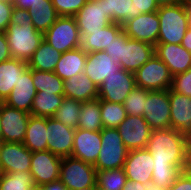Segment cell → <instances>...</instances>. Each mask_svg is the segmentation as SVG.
<instances>
[{"instance_id":"obj_1","label":"cell","mask_w":191,"mask_h":190,"mask_svg":"<svg viewBox=\"0 0 191 190\" xmlns=\"http://www.w3.org/2000/svg\"><path fill=\"white\" fill-rule=\"evenodd\" d=\"M187 135L172 129H155L148 141L147 150L153 157L152 183L168 189L184 170Z\"/></svg>"},{"instance_id":"obj_2","label":"cell","mask_w":191,"mask_h":190,"mask_svg":"<svg viewBox=\"0 0 191 190\" xmlns=\"http://www.w3.org/2000/svg\"><path fill=\"white\" fill-rule=\"evenodd\" d=\"M157 15L160 21L158 43L181 44L191 25L190 6L178 3L161 6Z\"/></svg>"},{"instance_id":"obj_3","label":"cell","mask_w":191,"mask_h":190,"mask_svg":"<svg viewBox=\"0 0 191 190\" xmlns=\"http://www.w3.org/2000/svg\"><path fill=\"white\" fill-rule=\"evenodd\" d=\"M12 58L28 62L44 40V34L33 25H11L5 31Z\"/></svg>"},{"instance_id":"obj_4","label":"cell","mask_w":191,"mask_h":190,"mask_svg":"<svg viewBox=\"0 0 191 190\" xmlns=\"http://www.w3.org/2000/svg\"><path fill=\"white\" fill-rule=\"evenodd\" d=\"M129 150L116 128L101 130V149L93 165L96 171L123 168Z\"/></svg>"},{"instance_id":"obj_5","label":"cell","mask_w":191,"mask_h":190,"mask_svg":"<svg viewBox=\"0 0 191 190\" xmlns=\"http://www.w3.org/2000/svg\"><path fill=\"white\" fill-rule=\"evenodd\" d=\"M59 179L67 190H78L88 186H97V171L93 164L68 156L62 158Z\"/></svg>"},{"instance_id":"obj_6","label":"cell","mask_w":191,"mask_h":190,"mask_svg":"<svg viewBox=\"0 0 191 190\" xmlns=\"http://www.w3.org/2000/svg\"><path fill=\"white\" fill-rule=\"evenodd\" d=\"M44 40L61 53L79 48L80 33L75 17L59 16L44 33Z\"/></svg>"},{"instance_id":"obj_7","label":"cell","mask_w":191,"mask_h":190,"mask_svg":"<svg viewBox=\"0 0 191 190\" xmlns=\"http://www.w3.org/2000/svg\"><path fill=\"white\" fill-rule=\"evenodd\" d=\"M136 86L149 91L169 90L173 76L166 64L155 54L135 73Z\"/></svg>"},{"instance_id":"obj_8","label":"cell","mask_w":191,"mask_h":190,"mask_svg":"<svg viewBox=\"0 0 191 190\" xmlns=\"http://www.w3.org/2000/svg\"><path fill=\"white\" fill-rule=\"evenodd\" d=\"M143 117L153 130L171 128L169 90L149 91Z\"/></svg>"},{"instance_id":"obj_9","label":"cell","mask_w":191,"mask_h":190,"mask_svg":"<svg viewBox=\"0 0 191 190\" xmlns=\"http://www.w3.org/2000/svg\"><path fill=\"white\" fill-rule=\"evenodd\" d=\"M129 151L145 149L153 129L143 116L127 115L116 128Z\"/></svg>"},{"instance_id":"obj_10","label":"cell","mask_w":191,"mask_h":190,"mask_svg":"<svg viewBox=\"0 0 191 190\" xmlns=\"http://www.w3.org/2000/svg\"><path fill=\"white\" fill-rule=\"evenodd\" d=\"M136 87L134 73L121 69L108 78L98 88V98L114 103H124L129 93Z\"/></svg>"},{"instance_id":"obj_11","label":"cell","mask_w":191,"mask_h":190,"mask_svg":"<svg viewBox=\"0 0 191 190\" xmlns=\"http://www.w3.org/2000/svg\"><path fill=\"white\" fill-rule=\"evenodd\" d=\"M30 115L0 102L2 141L23 143Z\"/></svg>"},{"instance_id":"obj_12","label":"cell","mask_w":191,"mask_h":190,"mask_svg":"<svg viewBox=\"0 0 191 190\" xmlns=\"http://www.w3.org/2000/svg\"><path fill=\"white\" fill-rule=\"evenodd\" d=\"M62 158L49 150L32 152L30 174L36 186H42L60 178Z\"/></svg>"},{"instance_id":"obj_13","label":"cell","mask_w":191,"mask_h":190,"mask_svg":"<svg viewBox=\"0 0 191 190\" xmlns=\"http://www.w3.org/2000/svg\"><path fill=\"white\" fill-rule=\"evenodd\" d=\"M122 28L128 38L146 42L153 46L158 43L160 21L157 11L131 18L122 25Z\"/></svg>"},{"instance_id":"obj_14","label":"cell","mask_w":191,"mask_h":190,"mask_svg":"<svg viewBox=\"0 0 191 190\" xmlns=\"http://www.w3.org/2000/svg\"><path fill=\"white\" fill-rule=\"evenodd\" d=\"M80 35H91L113 23L105 14L103 0H88L74 15Z\"/></svg>"},{"instance_id":"obj_15","label":"cell","mask_w":191,"mask_h":190,"mask_svg":"<svg viewBox=\"0 0 191 190\" xmlns=\"http://www.w3.org/2000/svg\"><path fill=\"white\" fill-rule=\"evenodd\" d=\"M46 131L47 150L61 158L71 156L75 128L46 117Z\"/></svg>"},{"instance_id":"obj_16","label":"cell","mask_w":191,"mask_h":190,"mask_svg":"<svg viewBox=\"0 0 191 190\" xmlns=\"http://www.w3.org/2000/svg\"><path fill=\"white\" fill-rule=\"evenodd\" d=\"M32 152L23 144L0 142V168L2 173L30 172Z\"/></svg>"},{"instance_id":"obj_17","label":"cell","mask_w":191,"mask_h":190,"mask_svg":"<svg viewBox=\"0 0 191 190\" xmlns=\"http://www.w3.org/2000/svg\"><path fill=\"white\" fill-rule=\"evenodd\" d=\"M153 165V157L147 148L137 149L129 151L123 169L127 180L150 185L152 183L151 171L153 170Z\"/></svg>"},{"instance_id":"obj_18","label":"cell","mask_w":191,"mask_h":190,"mask_svg":"<svg viewBox=\"0 0 191 190\" xmlns=\"http://www.w3.org/2000/svg\"><path fill=\"white\" fill-rule=\"evenodd\" d=\"M101 149V131L75 129L71 156L95 164Z\"/></svg>"},{"instance_id":"obj_19","label":"cell","mask_w":191,"mask_h":190,"mask_svg":"<svg viewBox=\"0 0 191 190\" xmlns=\"http://www.w3.org/2000/svg\"><path fill=\"white\" fill-rule=\"evenodd\" d=\"M154 53L166 64L172 76L191 68V52L181 44L157 43Z\"/></svg>"},{"instance_id":"obj_20","label":"cell","mask_w":191,"mask_h":190,"mask_svg":"<svg viewBox=\"0 0 191 190\" xmlns=\"http://www.w3.org/2000/svg\"><path fill=\"white\" fill-rule=\"evenodd\" d=\"M154 54L153 45L128 38L122 45V60H120L119 64L125 71L135 73Z\"/></svg>"},{"instance_id":"obj_21","label":"cell","mask_w":191,"mask_h":190,"mask_svg":"<svg viewBox=\"0 0 191 190\" xmlns=\"http://www.w3.org/2000/svg\"><path fill=\"white\" fill-rule=\"evenodd\" d=\"M121 65L114 63L105 51L87 53L84 73L99 88L105 78L120 71Z\"/></svg>"},{"instance_id":"obj_22","label":"cell","mask_w":191,"mask_h":190,"mask_svg":"<svg viewBox=\"0 0 191 190\" xmlns=\"http://www.w3.org/2000/svg\"><path fill=\"white\" fill-rule=\"evenodd\" d=\"M36 93L37 91L33 84L32 69L28 67L3 103L9 107L31 114V107Z\"/></svg>"},{"instance_id":"obj_23","label":"cell","mask_w":191,"mask_h":190,"mask_svg":"<svg viewBox=\"0 0 191 190\" xmlns=\"http://www.w3.org/2000/svg\"><path fill=\"white\" fill-rule=\"evenodd\" d=\"M171 128L185 135L191 132V98L169 89Z\"/></svg>"},{"instance_id":"obj_24","label":"cell","mask_w":191,"mask_h":190,"mask_svg":"<svg viewBox=\"0 0 191 190\" xmlns=\"http://www.w3.org/2000/svg\"><path fill=\"white\" fill-rule=\"evenodd\" d=\"M122 32L121 24L111 23L102 30L92 32L91 35H80V48L86 53L105 51Z\"/></svg>"},{"instance_id":"obj_25","label":"cell","mask_w":191,"mask_h":190,"mask_svg":"<svg viewBox=\"0 0 191 190\" xmlns=\"http://www.w3.org/2000/svg\"><path fill=\"white\" fill-rule=\"evenodd\" d=\"M64 96L80 102L94 100L98 98V87L83 72L64 81Z\"/></svg>"},{"instance_id":"obj_26","label":"cell","mask_w":191,"mask_h":190,"mask_svg":"<svg viewBox=\"0 0 191 190\" xmlns=\"http://www.w3.org/2000/svg\"><path fill=\"white\" fill-rule=\"evenodd\" d=\"M28 68V62L11 58L0 63V102H4Z\"/></svg>"},{"instance_id":"obj_27","label":"cell","mask_w":191,"mask_h":190,"mask_svg":"<svg viewBox=\"0 0 191 190\" xmlns=\"http://www.w3.org/2000/svg\"><path fill=\"white\" fill-rule=\"evenodd\" d=\"M87 53L82 48L66 51L61 54L54 72L63 80L84 72Z\"/></svg>"},{"instance_id":"obj_28","label":"cell","mask_w":191,"mask_h":190,"mask_svg":"<svg viewBox=\"0 0 191 190\" xmlns=\"http://www.w3.org/2000/svg\"><path fill=\"white\" fill-rule=\"evenodd\" d=\"M46 117L30 115L23 144L31 151L47 150Z\"/></svg>"},{"instance_id":"obj_29","label":"cell","mask_w":191,"mask_h":190,"mask_svg":"<svg viewBox=\"0 0 191 190\" xmlns=\"http://www.w3.org/2000/svg\"><path fill=\"white\" fill-rule=\"evenodd\" d=\"M32 18L35 29L41 33H45L57 20L55 7L52 0H40L28 9Z\"/></svg>"},{"instance_id":"obj_30","label":"cell","mask_w":191,"mask_h":190,"mask_svg":"<svg viewBox=\"0 0 191 190\" xmlns=\"http://www.w3.org/2000/svg\"><path fill=\"white\" fill-rule=\"evenodd\" d=\"M61 54L60 51L54 49L43 40L32 58L28 61V67L35 70L54 72Z\"/></svg>"},{"instance_id":"obj_31","label":"cell","mask_w":191,"mask_h":190,"mask_svg":"<svg viewBox=\"0 0 191 190\" xmlns=\"http://www.w3.org/2000/svg\"><path fill=\"white\" fill-rule=\"evenodd\" d=\"M80 112L76 128L92 132L101 131L103 129L99 98L81 102Z\"/></svg>"},{"instance_id":"obj_32","label":"cell","mask_w":191,"mask_h":190,"mask_svg":"<svg viewBox=\"0 0 191 190\" xmlns=\"http://www.w3.org/2000/svg\"><path fill=\"white\" fill-rule=\"evenodd\" d=\"M64 97V95L43 93V91H38L33 99L31 115L53 117L56 110L60 107Z\"/></svg>"},{"instance_id":"obj_33","label":"cell","mask_w":191,"mask_h":190,"mask_svg":"<svg viewBox=\"0 0 191 190\" xmlns=\"http://www.w3.org/2000/svg\"><path fill=\"white\" fill-rule=\"evenodd\" d=\"M32 78L37 92L64 95V81L55 72L32 69Z\"/></svg>"},{"instance_id":"obj_34","label":"cell","mask_w":191,"mask_h":190,"mask_svg":"<svg viewBox=\"0 0 191 190\" xmlns=\"http://www.w3.org/2000/svg\"><path fill=\"white\" fill-rule=\"evenodd\" d=\"M105 14L113 23L123 25L133 18L132 0H103Z\"/></svg>"},{"instance_id":"obj_35","label":"cell","mask_w":191,"mask_h":190,"mask_svg":"<svg viewBox=\"0 0 191 190\" xmlns=\"http://www.w3.org/2000/svg\"><path fill=\"white\" fill-rule=\"evenodd\" d=\"M103 128H117L126 118L127 112L123 104L100 99Z\"/></svg>"},{"instance_id":"obj_36","label":"cell","mask_w":191,"mask_h":190,"mask_svg":"<svg viewBox=\"0 0 191 190\" xmlns=\"http://www.w3.org/2000/svg\"><path fill=\"white\" fill-rule=\"evenodd\" d=\"M127 181L123 168L97 171L96 185L100 190H122Z\"/></svg>"},{"instance_id":"obj_37","label":"cell","mask_w":191,"mask_h":190,"mask_svg":"<svg viewBox=\"0 0 191 190\" xmlns=\"http://www.w3.org/2000/svg\"><path fill=\"white\" fill-rule=\"evenodd\" d=\"M81 102L64 97L60 107L56 110L53 118L69 127H77L78 118L80 116Z\"/></svg>"},{"instance_id":"obj_38","label":"cell","mask_w":191,"mask_h":190,"mask_svg":"<svg viewBox=\"0 0 191 190\" xmlns=\"http://www.w3.org/2000/svg\"><path fill=\"white\" fill-rule=\"evenodd\" d=\"M35 186L30 172L3 173L0 179V190H30Z\"/></svg>"},{"instance_id":"obj_39","label":"cell","mask_w":191,"mask_h":190,"mask_svg":"<svg viewBox=\"0 0 191 190\" xmlns=\"http://www.w3.org/2000/svg\"><path fill=\"white\" fill-rule=\"evenodd\" d=\"M149 90L136 86L124 100L127 115L143 116L146 98Z\"/></svg>"},{"instance_id":"obj_40","label":"cell","mask_w":191,"mask_h":190,"mask_svg":"<svg viewBox=\"0 0 191 190\" xmlns=\"http://www.w3.org/2000/svg\"><path fill=\"white\" fill-rule=\"evenodd\" d=\"M88 0H52L59 16H74Z\"/></svg>"},{"instance_id":"obj_41","label":"cell","mask_w":191,"mask_h":190,"mask_svg":"<svg viewBox=\"0 0 191 190\" xmlns=\"http://www.w3.org/2000/svg\"><path fill=\"white\" fill-rule=\"evenodd\" d=\"M171 89L191 98V68L173 76Z\"/></svg>"},{"instance_id":"obj_42","label":"cell","mask_w":191,"mask_h":190,"mask_svg":"<svg viewBox=\"0 0 191 190\" xmlns=\"http://www.w3.org/2000/svg\"><path fill=\"white\" fill-rule=\"evenodd\" d=\"M128 39L127 35L122 32L117 38L116 41H113L109 48H106L105 52L112 58L114 63L119 64L122 60V45Z\"/></svg>"},{"instance_id":"obj_43","label":"cell","mask_w":191,"mask_h":190,"mask_svg":"<svg viewBox=\"0 0 191 190\" xmlns=\"http://www.w3.org/2000/svg\"><path fill=\"white\" fill-rule=\"evenodd\" d=\"M133 4V18L140 14H147L155 12L159 9L155 0H132Z\"/></svg>"},{"instance_id":"obj_44","label":"cell","mask_w":191,"mask_h":190,"mask_svg":"<svg viewBox=\"0 0 191 190\" xmlns=\"http://www.w3.org/2000/svg\"><path fill=\"white\" fill-rule=\"evenodd\" d=\"M13 3L0 0V32H5L11 22Z\"/></svg>"},{"instance_id":"obj_45","label":"cell","mask_w":191,"mask_h":190,"mask_svg":"<svg viewBox=\"0 0 191 190\" xmlns=\"http://www.w3.org/2000/svg\"><path fill=\"white\" fill-rule=\"evenodd\" d=\"M11 25H18L20 27H26V25H33L32 18L28 10L18 9L14 7L11 16Z\"/></svg>"},{"instance_id":"obj_46","label":"cell","mask_w":191,"mask_h":190,"mask_svg":"<svg viewBox=\"0 0 191 190\" xmlns=\"http://www.w3.org/2000/svg\"><path fill=\"white\" fill-rule=\"evenodd\" d=\"M168 190H191V175L181 171L175 182L169 186Z\"/></svg>"},{"instance_id":"obj_47","label":"cell","mask_w":191,"mask_h":190,"mask_svg":"<svg viewBox=\"0 0 191 190\" xmlns=\"http://www.w3.org/2000/svg\"><path fill=\"white\" fill-rule=\"evenodd\" d=\"M12 55L7 43L5 32H0V63L10 60Z\"/></svg>"},{"instance_id":"obj_48","label":"cell","mask_w":191,"mask_h":190,"mask_svg":"<svg viewBox=\"0 0 191 190\" xmlns=\"http://www.w3.org/2000/svg\"><path fill=\"white\" fill-rule=\"evenodd\" d=\"M41 187L43 190H67V187L60 179L44 184Z\"/></svg>"},{"instance_id":"obj_49","label":"cell","mask_w":191,"mask_h":190,"mask_svg":"<svg viewBox=\"0 0 191 190\" xmlns=\"http://www.w3.org/2000/svg\"><path fill=\"white\" fill-rule=\"evenodd\" d=\"M148 185H144L141 182L127 180L122 190H147Z\"/></svg>"},{"instance_id":"obj_50","label":"cell","mask_w":191,"mask_h":190,"mask_svg":"<svg viewBox=\"0 0 191 190\" xmlns=\"http://www.w3.org/2000/svg\"><path fill=\"white\" fill-rule=\"evenodd\" d=\"M38 1L40 0H15L13 5L14 7L18 9L28 10L31 6H33Z\"/></svg>"},{"instance_id":"obj_51","label":"cell","mask_w":191,"mask_h":190,"mask_svg":"<svg viewBox=\"0 0 191 190\" xmlns=\"http://www.w3.org/2000/svg\"><path fill=\"white\" fill-rule=\"evenodd\" d=\"M181 45L189 52H191V25L189 26Z\"/></svg>"},{"instance_id":"obj_52","label":"cell","mask_w":191,"mask_h":190,"mask_svg":"<svg viewBox=\"0 0 191 190\" xmlns=\"http://www.w3.org/2000/svg\"><path fill=\"white\" fill-rule=\"evenodd\" d=\"M183 171L186 174L191 175V149H186L185 166Z\"/></svg>"},{"instance_id":"obj_53","label":"cell","mask_w":191,"mask_h":190,"mask_svg":"<svg viewBox=\"0 0 191 190\" xmlns=\"http://www.w3.org/2000/svg\"><path fill=\"white\" fill-rule=\"evenodd\" d=\"M158 7L172 5L176 3V0H155Z\"/></svg>"},{"instance_id":"obj_54","label":"cell","mask_w":191,"mask_h":190,"mask_svg":"<svg viewBox=\"0 0 191 190\" xmlns=\"http://www.w3.org/2000/svg\"><path fill=\"white\" fill-rule=\"evenodd\" d=\"M176 3L191 6V0H176Z\"/></svg>"},{"instance_id":"obj_55","label":"cell","mask_w":191,"mask_h":190,"mask_svg":"<svg viewBox=\"0 0 191 190\" xmlns=\"http://www.w3.org/2000/svg\"><path fill=\"white\" fill-rule=\"evenodd\" d=\"M147 190H168V189L160 188V187H157V186H155L153 184H150V185H148Z\"/></svg>"},{"instance_id":"obj_56","label":"cell","mask_w":191,"mask_h":190,"mask_svg":"<svg viewBox=\"0 0 191 190\" xmlns=\"http://www.w3.org/2000/svg\"><path fill=\"white\" fill-rule=\"evenodd\" d=\"M186 149H191V132L187 135V147Z\"/></svg>"},{"instance_id":"obj_57","label":"cell","mask_w":191,"mask_h":190,"mask_svg":"<svg viewBox=\"0 0 191 190\" xmlns=\"http://www.w3.org/2000/svg\"><path fill=\"white\" fill-rule=\"evenodd\" d=\"M78 190H98V188H97V186H88V187L81 188Z\"/></svg>"},{"instance_id":"obj_58","label":"cell","mask_w":191,"mask_h":190,"mask_svg":"<svg viewBox=\"0 0 191 190\" xmlns=\"http://www.w3.org/2000/svg\"><path fill=\"white\" fill-rule=\"evenodd\" d=\"M30 190H43L41 186H35L34 188H31Z\"/></svg>"},{"instance_id":"obj_59","label":"cell","mask_w":191,"mask_h":190,"mask_svg":"<svg viewBox=\"0 0 191 190\" xmlns=\"http://www.w3.org/2000/svg\"><path fill=\"white\" fill-rule=\"evenodd\" d=\"M0 119H1V116H0ZM2 126H1V123H0V142L2 141Z\"/></svg>"},{"instance_id":"obj_60","label":"cell","mask_w":191,"mask_h":190,"mask_svg":"<svg viewBox=\"0 0 191 190\" xmlns=\"http://www.w3.org/2000/svg\"><path fill=\"white\" fill-rule=\"evenodd\" d=\"M5 1L10 2V3H14L15 2V0H5Z\"/></svg>"},{"instance_id":"obj_61","label":"cell","mask_w":191,"mask_h":190,"mask_svg":"<svg viewBox=\"0 0 191 190\" xmlns=\"http://www.w3.org/2000/svg\"><path fill=\"white\" fill-rule=\"evenodd\" d=\"M2 174H3V173H2V170H1V168H0V179H1Z\"/></svg>"}]
</instances>
